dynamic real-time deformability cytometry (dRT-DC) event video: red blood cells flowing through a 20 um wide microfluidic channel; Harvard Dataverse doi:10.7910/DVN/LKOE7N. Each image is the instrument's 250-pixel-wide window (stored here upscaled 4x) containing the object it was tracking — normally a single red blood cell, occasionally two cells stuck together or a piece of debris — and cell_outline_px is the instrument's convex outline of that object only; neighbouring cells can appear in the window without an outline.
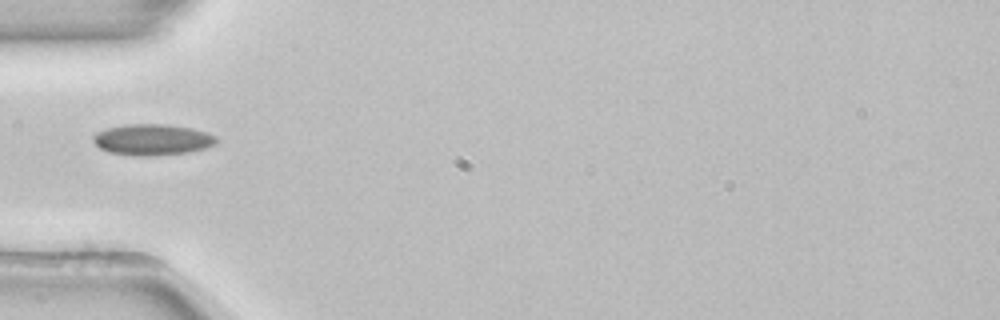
{"species": "common noctule bat (a hibernating species)", "species_latin": "Nyctalus noctula", "temperature_condition": "room temperature", "stored_images_in_passage": 37, "camera_frame_rate_fps": 3000, "um_per_image_px": 0.085, "animal": {"sex": "female", "body_mass_g": 22.7, "forearm_length_mm": 54.2}, "frame": {"image": 1, "passage_image": 1, "time_ms": 0.0, "image_size_px": [1000, 320], "cell_outline_px": [[216, 144], [204, 148], [188, 152], [148, 156], [136, 156], [108, 152], [100, 148], [92, 140], [92, 136], [96, 132], [108, 128], [124, 124], [168, 124], [192, 128], [208, 132], [216, 136]], "centroid_in_image_um": [12.94, 11.86], "position_along_channel_um": 72.1, "area_um2": 22.43}}
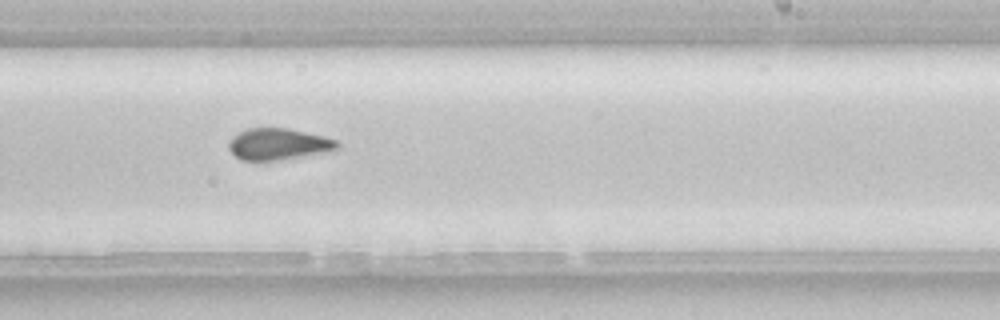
{"frame": {"image": 2, "passage_image": 16, "time_ms": 5.0, "image_size_px": [1000, 320], "cell_outline_px": [[340, 148], [332, 152], [276, 160], [240, 160], [228, 148], [228, 144], [232, 136], [248, 128], [288, 128], [324, 136], [336, 140], [340, 144]], "centroid_in_image_um": [23.71, 12.25], "position_along_channel_um": 265.3, "area_um2": 20.06}, "authors_computed_cell_mechanics": {"area_um2": 20.4612, "velocity_mm_per_s": 3.8628, "shape_relaxation_time_tau1_ms": null, "shape_relaxation_time_tau2_ms": 4.6466, "deformation_change_tau1": null, "deformation_change_tau2": 0.064}}